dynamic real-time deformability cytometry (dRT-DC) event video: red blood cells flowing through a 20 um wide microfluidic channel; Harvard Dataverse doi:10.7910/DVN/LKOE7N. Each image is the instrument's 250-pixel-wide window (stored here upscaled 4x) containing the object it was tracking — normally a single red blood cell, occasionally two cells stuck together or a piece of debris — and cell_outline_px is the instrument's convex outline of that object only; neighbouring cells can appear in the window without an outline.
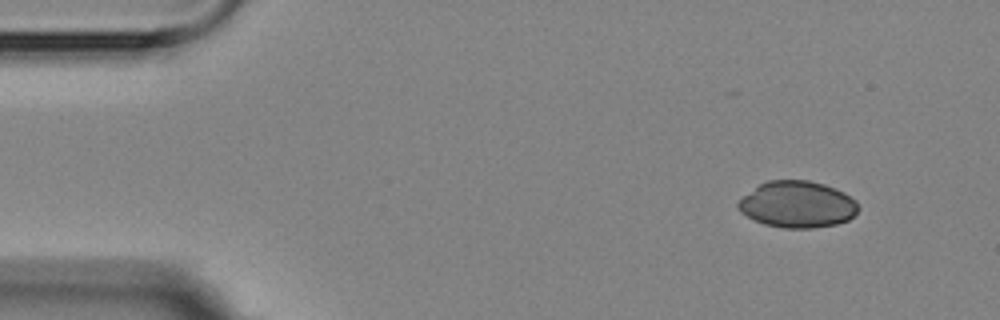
{"species": "Egyptian fruit bat (a non-hibernating species)", "species_latin": "Rousettus aegyptiacus", "temperature_condition": "room temperature", "stored_images_in_passage": 3, "camera_frame_rate_fps": 3000, "um_per_image_px": 0.085, "animal": {"sex": "female"}, "frame": {"image": 1, "passage_image": 1, "time_ms": 0.0, "image_size_px": [1000, 320], "cell_outline_px": [[860, 208], [848, 220], [836, 224], [812, 228], [784, 228], [764, 224], [740, 212], [736, 204], [744, 196], [760, 184], [768, 180], [808, 180], [824, 184], [836, 188], [844, 192], [856, 200]], "centroid_in_image_um": [67.8, 17.37], "position_along_channel_um": 17.2, "area_um2": 32.48}}
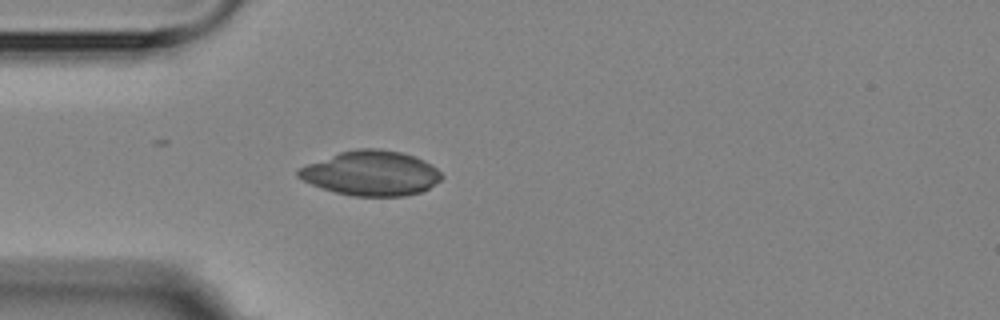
{"frame": {"image": 2, "passage_image": 3, "time_ms": 3.333, "image_size_px": [1000, 320], "cell_outline_px": [[444, 176], [440, 180], [428, 188], [420, 192], [404, 196], [352, 196], [336, 192], [312, 184], [296, 176], [296, 172], [300, 168], [308, 164], [340, 152], [360, 148], [376, 148], [400, 152], [424, 160], [432, 164]], "centroid_in_image_um": [31.57, 14.72], "position_along_channel_um": 53.4, "area_um2": 36.99}}